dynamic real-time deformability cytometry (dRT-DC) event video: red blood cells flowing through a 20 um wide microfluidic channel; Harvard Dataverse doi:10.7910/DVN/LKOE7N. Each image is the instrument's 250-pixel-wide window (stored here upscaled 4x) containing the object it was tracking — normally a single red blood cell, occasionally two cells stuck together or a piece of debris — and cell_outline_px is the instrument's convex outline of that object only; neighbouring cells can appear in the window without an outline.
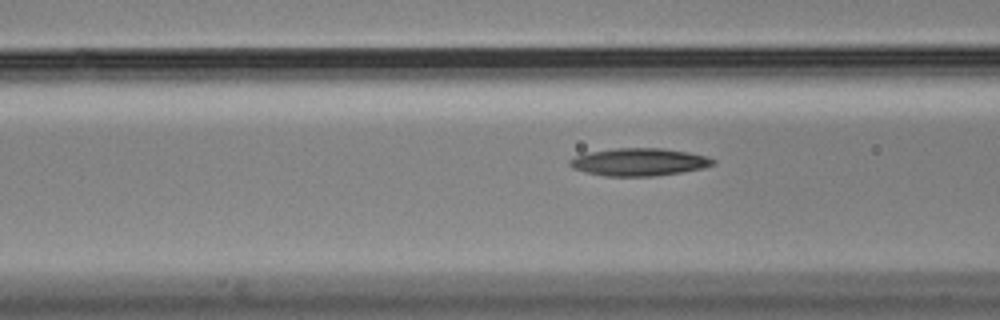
{"species": "Egyptian fruit bat (a non-hibernating species)", "species_latin": "Rousettus aegyptiacus", "temperature_condition": "cold", "stored_images_in_passage": 20, "camera_frame_rate_fps": 3000, "um_per_image_px": 0.085, "animal": {"sex": "male"}, "frame": {"image": 1, "passage_image": 18, "time_ms": 5.667, "image_size_px": [1000, 320], "cell_outline_px": [[716, 164], [704, 168], [680, 172], [652, 176], [604, 176], [584, 172], [572, 168], [568, 164], [568, 160], [576, 156], [588, 152], [616, 148], [660, 148], [688, 152], [708, 156], [716, 160]], "centroid_in_image_um": [54.31, 13.77], "position_along_channel_um": 112.3, "area_um2": 23.18}}